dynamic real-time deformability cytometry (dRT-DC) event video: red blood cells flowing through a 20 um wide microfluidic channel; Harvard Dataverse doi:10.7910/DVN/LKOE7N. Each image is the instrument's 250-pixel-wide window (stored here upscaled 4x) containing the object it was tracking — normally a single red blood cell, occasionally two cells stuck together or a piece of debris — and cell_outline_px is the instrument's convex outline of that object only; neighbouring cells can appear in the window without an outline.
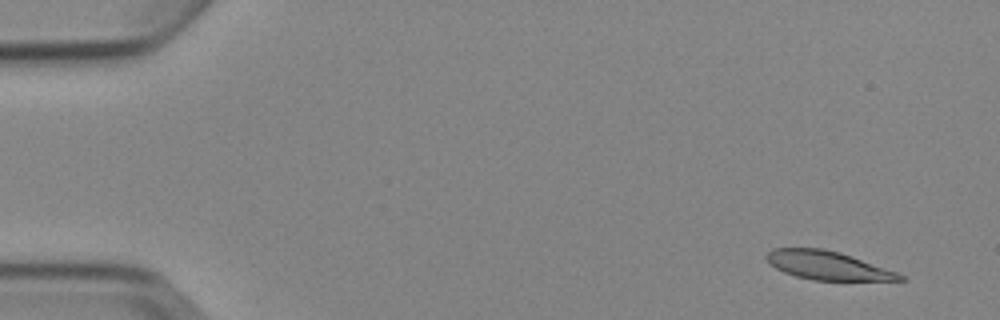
{"species": "Egyptian fruit bat (a non-hibernating species)", "species_latin": "Rousettus aegyptiacus", "temperature_condition": "cold", "stored_images_in_passage": 4, "camera_frame_rate_fps": 3000, "um_per_image_px": 0.085, "animal": {"sex": "female"}, "frame": {"image": 1, "passage_image": 1, "time_ms": 0.0, "image_size_px": [1000, 320], "cell_outline_px": [[908, 280], [812, 280], [796, 276], [784, 272], [768, 264], [764, 256], [772, 248], [820, 248], [840, 252], [896, 272], [904, 276]], "centroid_in_image_um": [70.28, 22.56], "position_along_channel_um": 14.7, "area_um2": 22.02}}